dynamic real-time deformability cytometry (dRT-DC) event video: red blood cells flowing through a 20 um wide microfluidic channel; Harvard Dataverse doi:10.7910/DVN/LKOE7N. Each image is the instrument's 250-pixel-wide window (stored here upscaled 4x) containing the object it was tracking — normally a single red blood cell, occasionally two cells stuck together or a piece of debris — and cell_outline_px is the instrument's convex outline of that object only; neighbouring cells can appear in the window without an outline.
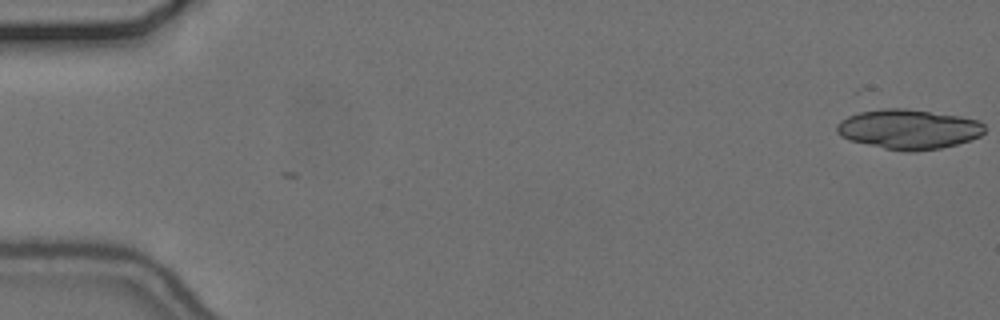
{"species": "common noctule bat (a hibernating species)", "species_latin": "Nyctalus noctula", "temperature_condition": "cold", "stored_images_in_passage": 3, "camera_frame_rate_fps": 3000, "um_per_image_px": 0.085, "animal": {"sex": "female", "body_mass_g": 24.6, "forearm_length_mm": 56.2}, "frame": {"image": 1, "passage_image": 1, "time_ms": 0.0, "image_size_px": [1000, 320], "cell_outline_px": [[984, 132], [980, 136], [972, 140], [940, 148], [912, 152], [904, 152], [884, 148], [848, 140], [840, 136], [836, 132], [836, 124], [840, 120], [848, 116], [860, 112], [884, 108], [904, 108], [960, 116], [980, 120], [984, 124]], "centroid_in_image_um": [77.22, 10.98], "position_along_channel_um": 7.8, "area_um2": 34.45}}